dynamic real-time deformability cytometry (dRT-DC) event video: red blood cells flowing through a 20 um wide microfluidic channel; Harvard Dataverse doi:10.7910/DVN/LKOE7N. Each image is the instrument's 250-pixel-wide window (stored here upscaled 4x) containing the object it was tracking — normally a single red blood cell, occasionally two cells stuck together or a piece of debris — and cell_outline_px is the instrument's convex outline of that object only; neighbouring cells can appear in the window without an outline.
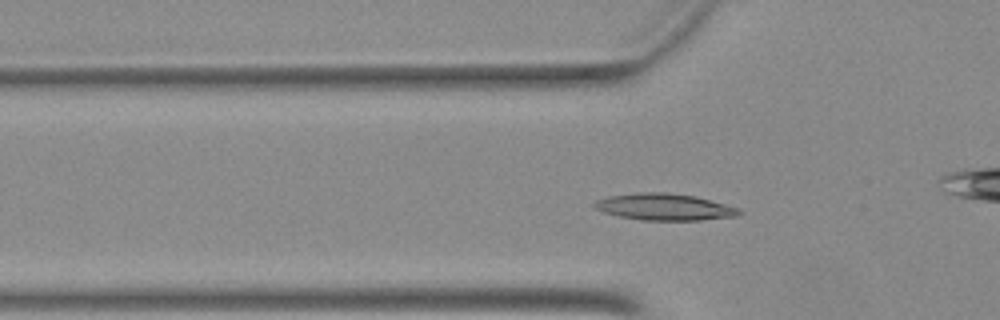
{"species": "Egyptian fruit bat (a non-hibernating species)", "species_latin": "Rousettus aegyptiacus", "temperature_condition": "warm", "stored_images_in_passage": 52, "camera_frame_rate_fps": 3000, "um_per_image_px": 0.085, "animal": {"sex": "female"}, "frame": {"image": 1, "passage_image": 17, "time_ms": 5.333, "image_size_px": [1000, 320], "cell_outline_px": [[744, 212], [736, 216], [700, 220], [640, 220], [620, 216], [604, 212], [596, 208], [592, 204], [596, 200], [608, 196], [636, 192], [664, 192], [696, 196], [740, 208]], "centroid_in_image_um": [56.49, 17.58], "position_along_channel_um": 69.3, "area_um2": 22.54}}
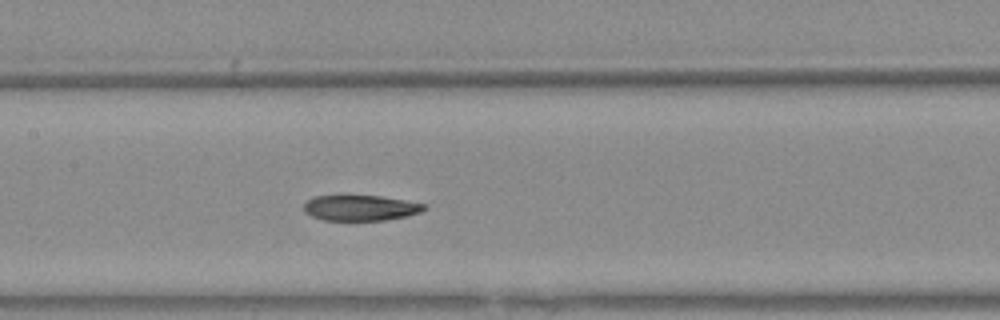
{"frame": {"image": 2, "passage_image": 25, "time_ms": 8.0, "image_size_px": [1000, 320], "cell_outline_px": [[428, 208], [420, 212], [404, 216], [384, 220], [324, 220], [312, 216], [304, 212], [304, 204], [312, 196], [380, 196], [404, 200], [424, 204]], "centroid_in_image_um": [30.62, 17.67], "position_along_channel_um": 176.8, "area_um2": 17.69}}
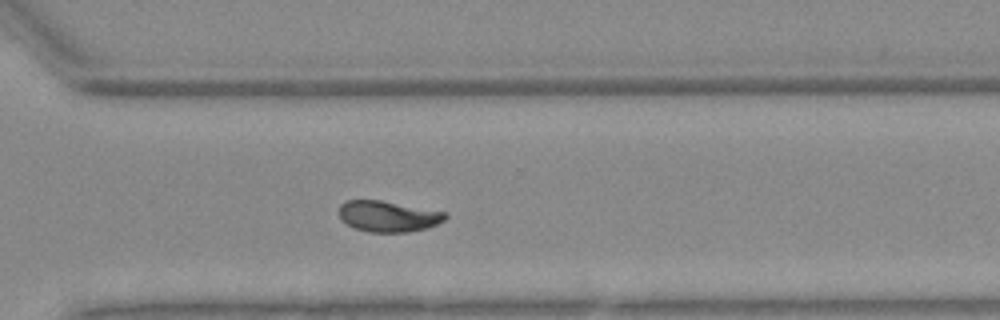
{"frame": {"image": 3, "passage_image": 37, "time_ms": 12.0, "image_size_px": [1000, 320], "cell_outline_px": [[448, 216], [444, 220], [428, 228], [408, 232], [368, 232], [344, 224], [340, 220], [340, 204], [344, 200], [380, 200], [444, 212]], "centroid_in_image_um": [32.95, 18.39], "position_along_channel_um": 337.7, "area_um2": 19.13}}